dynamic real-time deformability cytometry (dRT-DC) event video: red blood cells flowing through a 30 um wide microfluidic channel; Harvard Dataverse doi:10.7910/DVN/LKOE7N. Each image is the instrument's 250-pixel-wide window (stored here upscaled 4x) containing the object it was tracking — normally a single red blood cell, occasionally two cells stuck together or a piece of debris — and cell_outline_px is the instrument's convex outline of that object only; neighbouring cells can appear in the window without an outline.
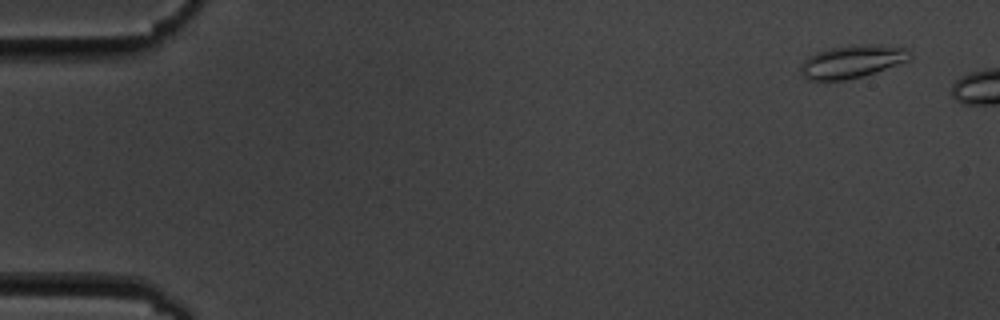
{"species": "common noctule bat (a hibernating species)", "species_latin": "Nyctalus noctula", "temperature_condition": "cold", "stored_images_in_passage": 3, "camera_frame_rate_fps": 3000, "um_per_image_px": 0.085, "animal": {"sex": "male", "body_mass_g": 19.5, "forearm_length_mm": 54.6}, "frame": {"image": 1, "passage_image": 1, "time_ms": 0.0, "image_size_px": [1000, 320], "cell_outline_px": [[912, 56], [908, 60], [860, 76], [844, 80], [808, 80], [800, 72], [800, 64], [808, 56], [816, 52], [832, 48], [860, 44], [868, 44], [908, 48], [912, 52]], "centroid_in_image_um": [72.39, 5.22], "position_along_channel_um": 12.6, "area_um2": 20.52}}